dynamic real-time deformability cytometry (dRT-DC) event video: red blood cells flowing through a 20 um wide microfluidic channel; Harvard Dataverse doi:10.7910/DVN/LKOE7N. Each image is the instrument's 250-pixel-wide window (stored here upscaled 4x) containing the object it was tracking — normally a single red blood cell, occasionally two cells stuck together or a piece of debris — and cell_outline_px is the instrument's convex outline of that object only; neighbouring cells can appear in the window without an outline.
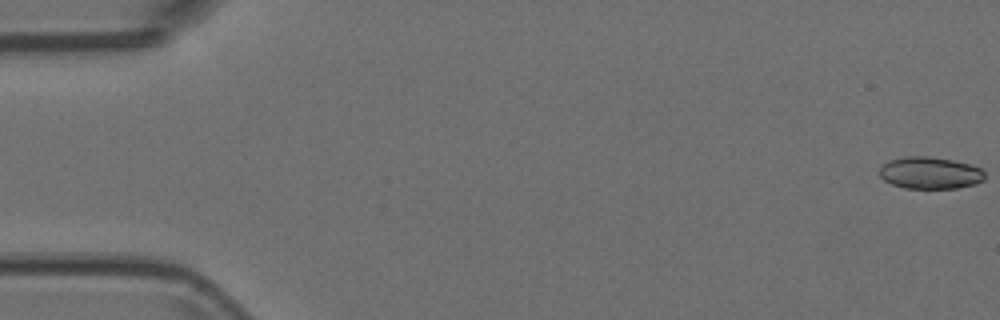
{"species": "Egyptian fruit bat (a non-hibernating species)", "species_latin": "Rousettus aegyptiacus", "temperature_condition": "room temperature", "stored_images_in_passage": 51, "camera_frame_rate_fps": 3000, "um_per_image_px": 0.085, "animal": {"sex": "female"}, "frame": {"image": 1, "passage_image": 1, "time_ms": 0.0, "image_size_px": [1000, 320], "cell_outline_px": [[984, 180], [976, 184], [956, 188], [904, 188], [892, 184], [884, 180], [880, 176], [880, 168], [888, 160], [904, 156], [928, 156], [952, 160], [972, 164], [980, 168], [984, 172]], "centroid_in_image_um": [79.06, 14.69], "position_along_channel_um": 5.9, "area_um2": 19.71}}
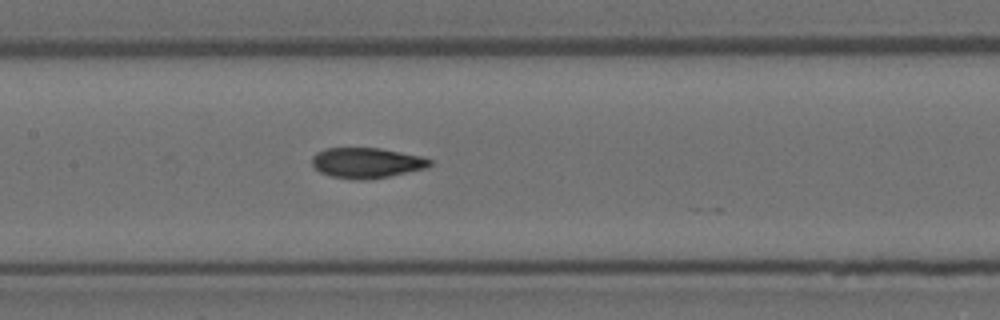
{"frame": {"image": 2, "passage_image": 26, "time_ms": 8.333, "image_size_px": [1000, 320], "cell_outline_px": [[432, 164], [428, 168], [388, 176], [360, 180], [332, 176], [320, 172], [312, 164], [312, 156], [316, 152], [328, 148], [380, 148], [420, 156], [432, 160]], "centroid_in_image_um": [31.17, 13.83], "position_along_channel_um": 176.2, "area_um2": 20.63}}
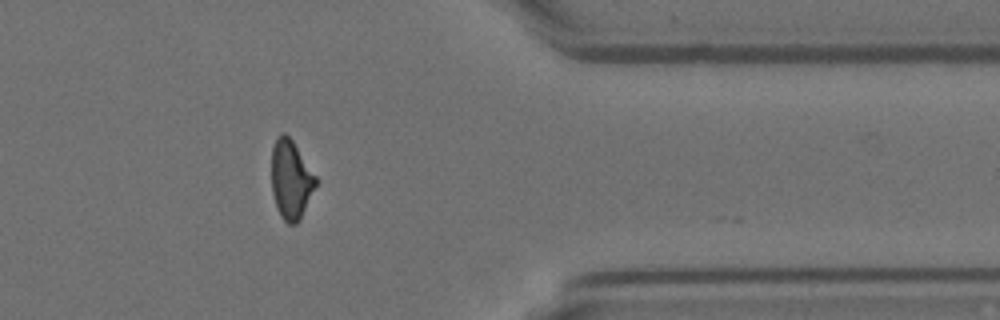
{"frame": {"image": 3, "passage_image": 44, "time_ms": 14.333, "image_size_px": [1000, 320], "cell_outline_px": [[316, 184], [300, 220], [296, 224], [288, 224], [280, 216], [272, 192], [272, 148], [276, 140], [284, 132], [292, 140], [316, 176]], "centroid_in_image_um": [24.72, 15.29], "position_along_channel_um": 386.7, "area_um2": 19.94}}